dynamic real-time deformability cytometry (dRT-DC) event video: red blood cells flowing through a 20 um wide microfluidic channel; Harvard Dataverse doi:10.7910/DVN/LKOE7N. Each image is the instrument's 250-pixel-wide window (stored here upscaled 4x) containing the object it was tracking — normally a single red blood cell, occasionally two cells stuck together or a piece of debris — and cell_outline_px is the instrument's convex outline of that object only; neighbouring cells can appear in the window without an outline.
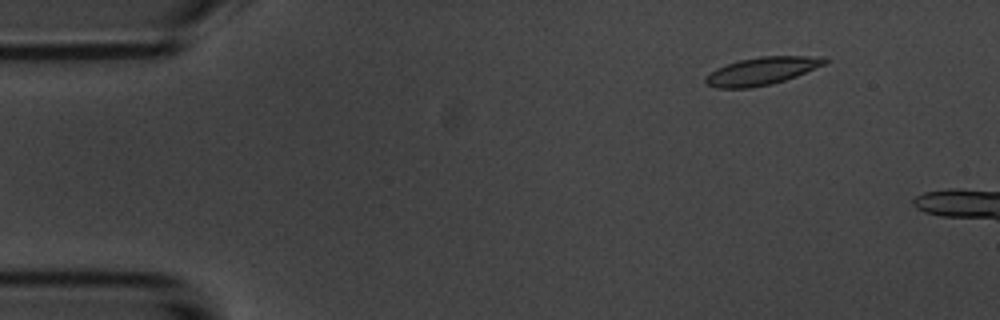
{"species": "common noctule bat (a hibernating species)", "species_latin": "Nyctalus noctula", "temperature_condition": "room temperature", "stored_images_in_passage": 4, "camera_frame_rate_fps": 3000, "um_per_image_px": 0.085, "animal": {"sex": "male", "body_mass_g": 20.1, "forearm_length_mm": 53.5}, "frame": {"image": 1, "passage_image": 2, "time_ms": 1.0, "image_size_px": [1000, 320], "cell_outline_px": [[828, 60], [824, 64], [796, 76], [772, 84], [752, 88], [716, 88], [708, 84], [704, 80], [704, 76], [716, 68], [740, 60], [760, 56], [824, 56]], "centroid_in_image_um": [64.73, 6.04], "position_along_channel_um": 20.3, "area_um2": 19.19}}